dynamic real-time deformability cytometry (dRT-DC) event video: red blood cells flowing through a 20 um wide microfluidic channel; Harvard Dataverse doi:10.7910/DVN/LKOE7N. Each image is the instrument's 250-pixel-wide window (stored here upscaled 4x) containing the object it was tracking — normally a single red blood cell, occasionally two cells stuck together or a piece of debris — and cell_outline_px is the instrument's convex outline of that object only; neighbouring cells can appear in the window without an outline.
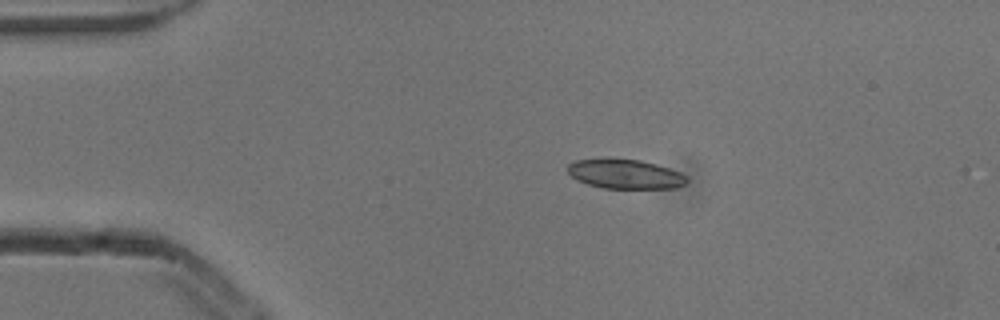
{"species": "common noctule bat (a hibernating species)", "species_latin": "Nyctalus noctula", "temperature_condition": "cold", "stored_images_in_passage": 5, "camera_frame_rate_fps": 3000, "um_per_image_px": 0.085, "animal": {"sex": "male", "body_mass_g": 13.3}, "frame": {"image": 1, "passage_image": 3, "time_ms": 0.667, "image_size_px": [1000, 320], "cell_outline_px": [[688, 180], [684, 184], [676, 188], [604, 188], [588, 184], [576, 180], [568, 172], [568, 164], [576, 160], [640, 160], [656, 164], [680, 172]], "centroid_in_image_um": [53.15, 14.82], "position_along_channel_um": 31.8, "area_um2": 19.88}}
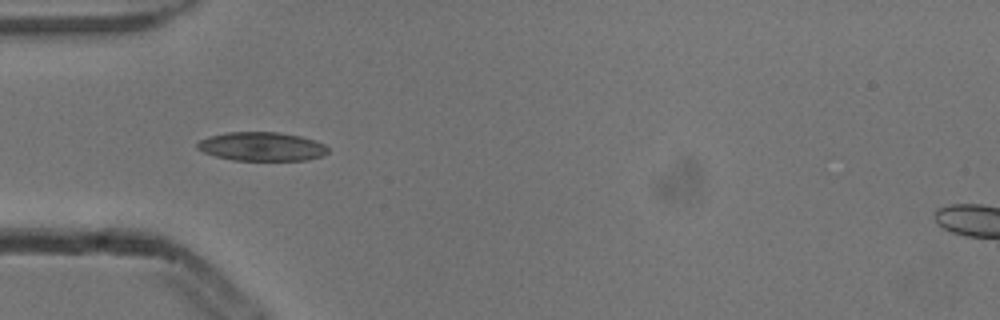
{"frame": {"image": 2, "passage_image": 4, "time_ms": 1.0, "image_size_px": [1000, 320], "cell_outline_px": [[328, 152], [324, 156], [308, 160], [232, 160], [216, 156], [204, 152], [196, 148], [196, 144], [200, 140], [208, 136], [228, 132], [276, 132], [300, 136], [316, 140], [324, 144], [328, 148]], "centroid_in_image_um": [22.26, 12.45], "position_along_channel_um": 62.7, "area_um2": 22.02}}
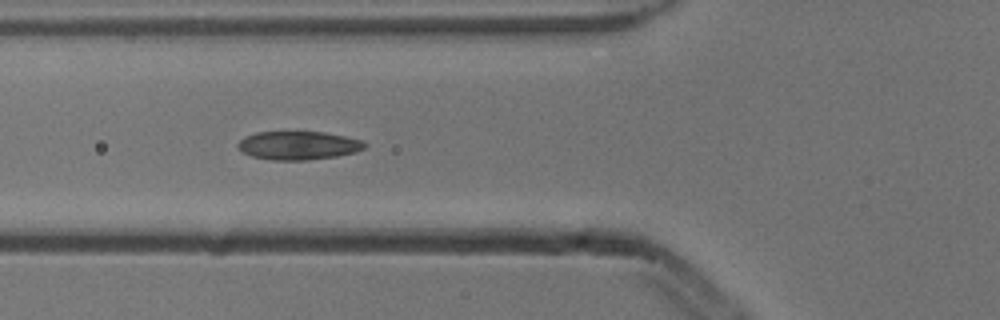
{"frame": {"image": 3, "passage_image": 5, "time_ms": 1.333, "image_size_px": [1000, 320], "cell_outline_px": [[368, 144], [364, 148], [356, 152], [336, 156], [308, 160], [272, 160], [252, 156], [244, 152], [236, 144], [244, 136], [256, 132], [324, 132], [364, 140]], "centroid_in_image_um": [25.39, 12.36], "position_along_channel_um": 100.4, "area_um2": 21.04}}